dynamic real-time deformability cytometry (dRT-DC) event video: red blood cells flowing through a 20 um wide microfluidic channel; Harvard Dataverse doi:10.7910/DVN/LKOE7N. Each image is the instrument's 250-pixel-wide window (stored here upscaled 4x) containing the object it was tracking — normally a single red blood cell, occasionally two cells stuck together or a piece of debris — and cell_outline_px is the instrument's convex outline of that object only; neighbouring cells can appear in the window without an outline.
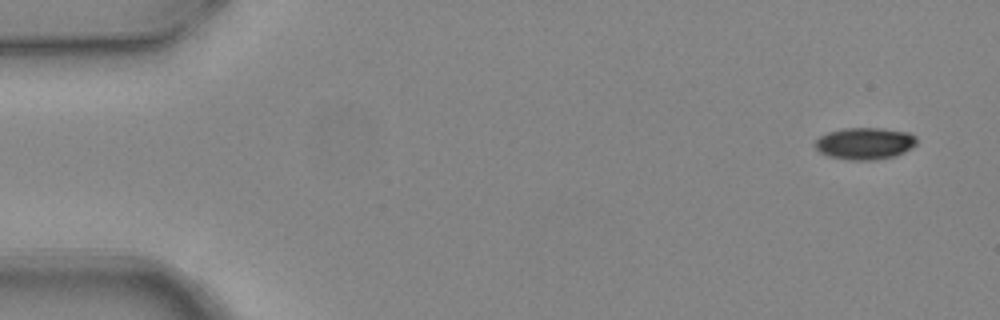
{"species": "common noctule bat (a hibernating species)", "species_latin": "Nyctalus noctula", "temperature_condition": "warm", "stored_images_in_passage": 6, "camera_frame_rate_fps": 3000, "um_per_image_px": 0.085, "animal": {"sex": "female", "body_mass_g": 24.6, "forearm_length_mm": 56.2}, "frame": {"image": 1, "passage_image": 1, "time_ms": 0.0, "image_size_px": [1000, 320], "cell_outline_px": [[916, 144], [912, 148], [896, 156], [872, 160], [844, 160], [828, 156], [820, 152], [812, 144], [820, 136], [828, 132], [844, 128], [880, 128], [908, 132], [916, 136]], "centroid_in_image_um": [73.49, 12.2], "position_along_channel_um": 11.5, "area_um2": 19.07}}
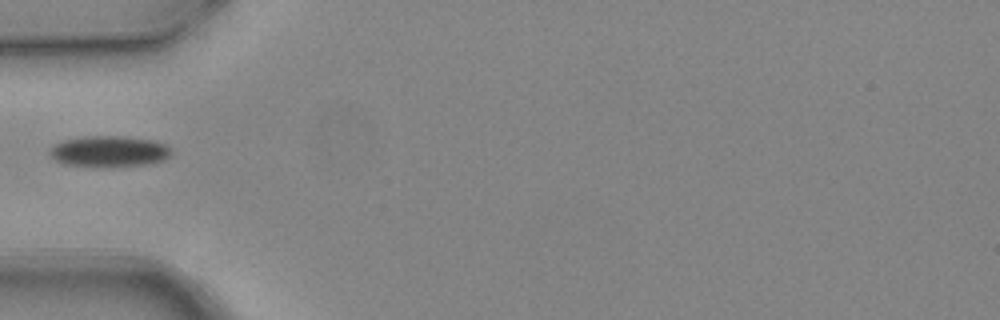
{"frame": {"image": 2, "passage_image": 5, "time_ms": 1.333, "image_size_px": [1000, 320], "cell_outline_px": [[172, 152], [164, 160], [152, 164], [112, 168], [92, 168], [64, 164], [56, 160], [48, 152], [56, 144], [64, 140], [88, 136], [124, 136], [156, 140], [164, 144]], "centroid_in_image_um": [9.3, 12.9], "position_along_channel_um": 75.7, "area_um2": 22.54}}
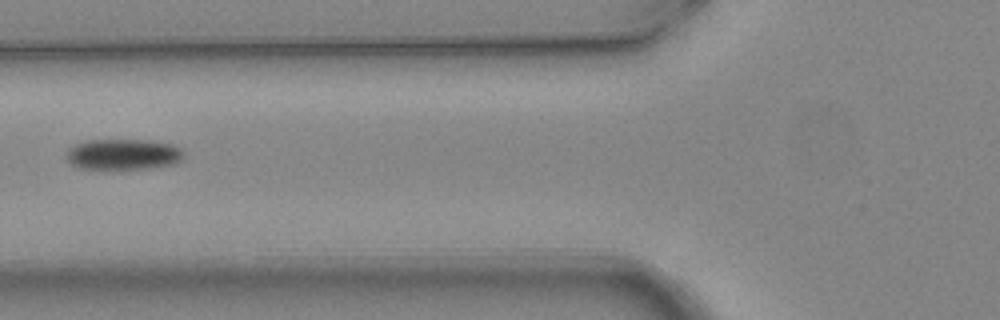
{"frame": {"image": 3, "passage_image": 6, "time_ms": 1.667, "image_size_px": [1000, 320], "cell_outline_px": [[184, 156], [176, 164], [148, 168], [108, 172], [100, 172], [80, 168], [72, 164], [68, 160], [68, 148], [76, 144], [88, 140], [148, 140], [172, 144], [180, 148], [184, 152]], "centroid_in_image_um": [10.46, 13.17], "position_along_channel_um": 115.3, "area_um2": 21.91}}